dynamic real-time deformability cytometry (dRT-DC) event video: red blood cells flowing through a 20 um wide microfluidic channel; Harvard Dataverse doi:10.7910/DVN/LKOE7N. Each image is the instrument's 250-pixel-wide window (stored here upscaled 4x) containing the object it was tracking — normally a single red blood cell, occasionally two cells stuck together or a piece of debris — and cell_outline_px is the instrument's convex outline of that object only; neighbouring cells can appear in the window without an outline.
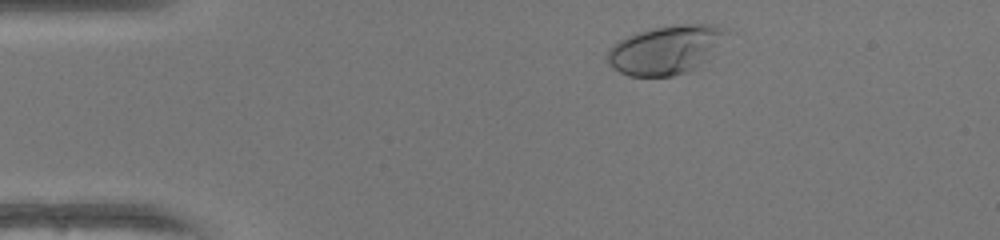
{"species": "human", "species_latin": "Homo sapiens", "temperature_condition": "warm", "stored_images_in_passage": 37, "camera_frame_rate_fps": 3000, "um_per_image_px": 0.085, "donor": {"sex": "female"}, "frame": {"image": 1, "passage_image": 4, "time_ms": 1.0, "image_size_px": [1000, 240], "cell_outline_px": [[728, 32], [704, 60], [688, 72], [672, 76], [628, 76], [612, 68], [608, 64], [608, 52], [620, 40], [628, 36], [652, 28], [684, 24], [716, 24], [728, 28]], "centroid_in_image_um": [56.57, 4.23], "position_along_channel_um": 28.4, "area_um2": 33.0}}
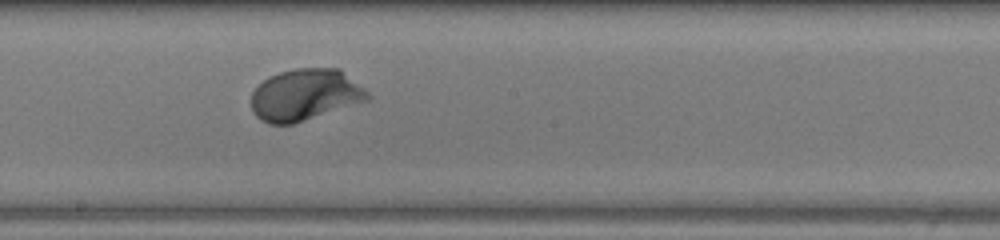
{"frame": {"image": 2, "passage_image": 23, "time_ms": 7.333, "image_size_px": [1000, 240], "cell_outline_px": [[372, 96], [368, 100], [292, 124], [268, 124], [260, 120], [252, 112], [252, 92], [268, 76], [280, 72], [296, 68], [340, 68], [364, 88]], "centroid_in_image_um": [25.93, 8.05], "position_along_channel_um": 222.3, "area_um2": 34.91}}
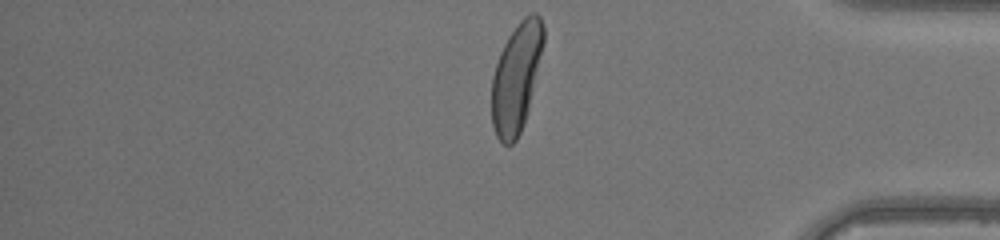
{"frame": {"image": 3, "passage_image": 37, "time_ms": 12.0, "image_size_px": [1000, 240], "cell_outline_px": [[544, 44], [528, 108], [520, 132], [516, 140], [512, 144], [504, 144], [496, 136], [492, 124], [492, 76], [500, 52], [508, 36], [520, 20], [524, 16], [532, 12], [536, 12], [540, 16], [544, 24]], "centroid_in_image_um": [43.89, 6.54], "position_along_channel_um": 391.3, "area_um2": 32.6}, "authors_computed_cell_mechanics": {"area_um2": 33.1772, "velocity_mm_per_s": 4.1302, "shape_relaxation_time_tau1_ms": 1.7841, "shape_relaxation_time_tau2_ms": null, "deformation_change_tau1": 0.1687, "deformation_change_tau2": null}}